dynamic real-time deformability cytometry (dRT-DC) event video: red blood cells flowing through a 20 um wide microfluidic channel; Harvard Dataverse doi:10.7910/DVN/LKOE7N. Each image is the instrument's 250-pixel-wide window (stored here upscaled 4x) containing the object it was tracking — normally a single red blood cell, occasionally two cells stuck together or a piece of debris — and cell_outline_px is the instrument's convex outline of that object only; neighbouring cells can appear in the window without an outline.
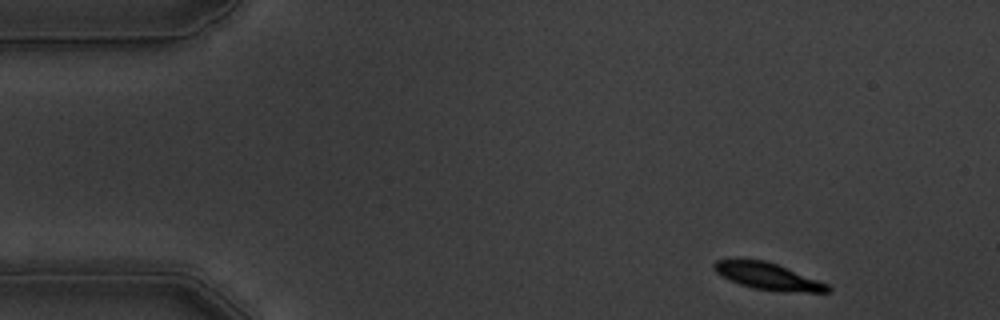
{"species": "common noctule bat (a hibernating species)", "species_latin": "Nyctalus noctula", "temperature_condition": "warm", "stored_images_in_passage": 51, "camera_frame_rate_fps": 3000, "um_per_image_px": 0.085, "animal": {"sex": "male", "body_mass_g": 19.5, "forearm_length_mm": 54.6}, "frame": {"image": 1, "passage_image": 1, "time_ms": 0.0, "image_size_px": [1000, 320], "cell_outline_px": [[832, 292], [808, 292], [752, 288], [728, 280], [716, 272], [712, 268], [712, 264], [716, 260], [764, 260], [776, 264], [828, 284], [832, 288]], "centroid_in_image_um": [65.25, 23.48], "position_along_channel_um": 19.8, "area_um2": 17.28}}
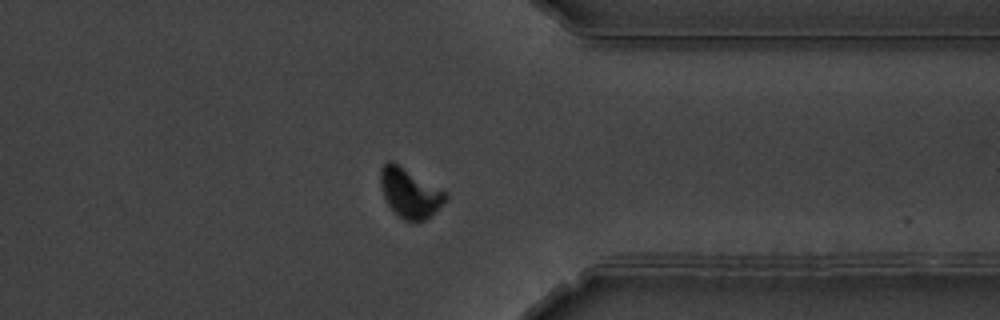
{"frame": {"image": 2, "passage_image": 39, "time_ms": 12.667, "image_size_px": [1000, 320], "cell_outline_px": [[448, 200], [424, 220], [416, 224], [412, 224], [404, 220], [388, 204], [384, 196], [380, 184], [380, 168], [388, 160], [392, 160], [448, 192]], "centroid_in_image_um": [34.86, 16.4], "position_along_channel_um": 376.5, "area_um2": 19.02}}
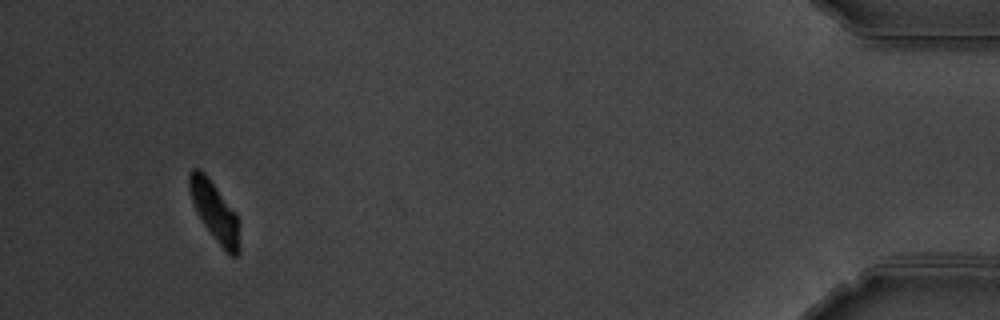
{"frame": {"image": 3, "passage_image": 48, "time_ms": 15.667, "image_size_px": [1000, 320], "cell_outline_px": [[240, 252], [236, 256], [228, 256], [204, 224], [196, 212], [188, 188], [188, 172], [192, 168], [200, 168], [208, 176], [236, 212], [240, 224]], "centroid_in_image_um": [18.27, 17.98], "position_along_channel_um": 416.9, "area_um2": 17.8}, "authors_computed_cell_mechanics": {"area_um2": 19.652, "velocity_mm_per_s": 3.5482, "shape_relaxation_time_tau1_ms": 2.0788, "shape_relaxation_time_tau2_ms": null, "deformation_change_tau1": 0.1458, "deformation_change_tau2": null}}